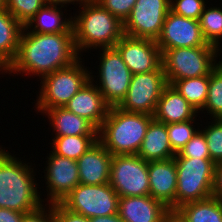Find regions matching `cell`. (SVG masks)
<instances>
[{
	"mask_svg": "<svg viewBox=\"0 0 222 222\" xmlns=\"http://www.w3.org/2000/svg\"><path fill=\"white\" fill-rule=\"evenodd\" d=\"M150 196L169 209H175L177 169L174 158L148 161Z\"/></svg>",
	"mask_w": 222,
	"mask_h": 222,
	"instance_id": "16",
	"label": "cell"
},
{
	"mask_svg": "<svg viewBox=\"0 0 222 222\" xmlns=\"http://www.w3.org/2000/svg\"><path fill=\"white\" fill-rule=\"evenodd\" d=\"M68 111L87 119L99 129L110 106L91 79L64 106Z\"/></svg>",
	"mask_w": 222,
	"mask_h": 222,
	"instance_id": "17",
	"label": "cell"
},
{
	"mask_svg": "<svg viewBox=\"0 0 222 222\" xmlns=\"http://www.w3.org/2000/svg\"><path fill=\"white\" fill-rule=\"evenodd\" d=\"M169 11L170 0H137L123 22L124 34L157 40Z\"/></svg>",
	"mask_w": 222,
	"mask_h": 222,
	"instance_id": "13",
	"label": "cell"
},
{
	"mask_svg": "<svg viewBox=\"0 0 222 222\" xmlns=\"http://www.w3.org/2000/svg\"><path fill=\"white\" fill-rule=\"evenodd\" d=\"M162 222H188L178 209H168Z\"/></svg>",
	"mask_w": 222,
	"mask_h": 222,
	"instance_id": "40",
	"label": "cell"
},
{
	"mask_svg": "<svg viewBox=\"0 0 222 222\" xmlns=\"http://www.w3.org/2000/svg\"><path fill=\"white\" fill-rule=\"evenodd\" d=\"M197 117L198 115L194 119H191L186 122H176V123L166 124L169 142L172 147V150L176 154L179 153V151L200 129L199 121L202 123V120L200 116L198 117V119Z\"/></svg>",
	"mask_w": 222,
	"mask_h": 222,
	"instance_id": "30",
	"label": "cell"
},
{
	"mask_svg": "<svg viewBox=\"0 0 222 222\" xmlns=\"http://www.w3.org/2000/svg\"><path fill=\"white\" fill-rule=\"evenodd\" d=\"M90 222H124L119 214L90 218Z\"/></svg>",
	"mask_w": 222,
	"mask_h": 222,
	"instance_id": "42",
	"label": "cell"
},
{
	"mask_svg": "<svg viewBox=\"0 0 222 222\" xmlns=\"http://www.w3.org/2000/svg\"><path fill=\"white\" fill-rule=\"evenodd\" d=\"M156 43L160 50L213 46L205 41L198 20L179 16L171 11L165 17L161 34Z\"/></svg>",
	"mask_w": 222,
	"mask_h": 222,
	"instance_id": "15",
	"label": "cell"
},
{
	"mask_svg": "<svg viewBox=\"0 0 222 222\" xmlns=\"http://www.w3.org/2000/svg\"><path fill=\"white\" fill-rule=\"evenodd\" d=\"M23 27L6 8L0 9V62L6 68L16 57Z\"/></svg>",
	"mask_w": 222,
	"mask_h": 222,
	"instance_id": "24",
	"label": "cell"
},
{
	"mask_svg": "<svg viewBox=\"0 0 222 222\" xmlns=\"http://www.w3.org/2000/svg\"><path fill=\"white\" fill-rule=\"evenodd\" d=\"M137 155L145 161L174 158L176 153L170 145L165 123L158 122L155 119L150 122Z\"/></svg>",
	"mask_w": 222,
	"mask_h": 222,
	"instance_id": "23",
	"label": "cell"
},
{
	"mask_svg": "<svg viewBox=\"0 0 222 222\" xmlns=\"http://www.w3.org/2000/svg\"><path fill=\"white\" fill-rule=\"evenodd\" d=\"M168 209L150 195L120 197L118 214L124 222H162Z\"/></svg>",
	"mask_w": 222,
	"mask_h": 222,
	"instance_id": "19",
	"label": "cell"
},
{
	"mask_svg": "<svg viewBox=\"0 0 222 222\" xmlns=\"http://www.w3.org/2000/svg\"><path fill=\"white\" fill-rule=\"evenodd\" d=\"M167 85L164 70L133 74L127 94L117 107L127 112L153 115Z\"/></svg>",
	"mask_w": 222,
	"mask_h": 222,
	"instance_id": "12",
	"label": "cell"
},
{
	"mask_svg": "<svg viewBox=\"0 0 222 222\" xmlns=\"http://www.w3.org/2000/svg\"><path fill=\"white\" fill-rule=\"evenodd\" d=\"M72 18L74 44L80 57L92 49L114 48L124 35L123 22L95 0L77 8Z\"/></svg>",
	"mask_w": 222,
	"mask_h": 222,
	"instance_id": "3",
	"label": "cell"
},
{
	"mask_svg": "<svg viewBox=\"0 0 222 222\" xmlns=\"http://www.w3.org/2000/svg\"><path fill=\"white\" fill-rule=\"evenodd\" d=\"M109 184L119 197L149 195L148 161L137 154L112 156Z\"/></svg>",
	"mask_w": 222,
	"mask_h": 222,
	"instance_id": "10",
	"label": "cell"
},
{
	"mask_svg": "<svg viewBox=\"0 0 222 222\" xmlns=\"http://www.w3.org/2000/svg\"><path fill=\"white\" fill-rule=\"evenodd\" d=\"M98 50L97 59L99 61L96 63L99 62V65L94 66V69L98 70H96L97 72L90 70V79L95 82L94 85L110 107L118 106L127 94L133 74L115 47ZM93 73L98 75L95 76Z\"/></svg>",
	"mask_w": 222,
	"mask_h": 222,
	"instance_id": "8",
	"label": "cell"
},
{
	"mask_svg": "<svg viewBox=\"0 0 222 222\" xmlns=\"http://www.w3.org/2000/svg\"><path fill=\"white\" fill-rule=\"evenodd\" d=\"M50 148L55 154L77 161L98 140V135L53 137Z\"/></svg>",
	"mask_w": 222,
	"mask_h": 222,
	"instance_id": "26",
	"label": "cell"
},
{
	"mask_svg": "<svg viewBox=\"0 0 222 222\" xmlns=\"http://www.w3.org/2000/svg\"><path fill=\"white\" fill-rule=\"evenodd\" d=\"M122 22L129 16L137 0H95Z\"/></svg>",
	"mask_w": 222,
	"mask_h": 222,
	"instance_id": "35",
	"label": "cell"
},
{
	"mask_svg": "<svg viewBox=\"0 0 222 222\" xmlns=\"http://www.w3.org/2000/svg\"><path fill=\"white\" fill-rule=\"evenodd\" d=\"M6 0H0V9H5Z\"/></svg>",
	"mask_w": 222,
	"mask_h": 222,
	"instance_id": "44",
	"label": "cell"
},
{
	"mask_svg": "<svg viewBox=\"0 0 222 222\" xmlns=\"http://www.w3.org/2000/svg\"><path fill=\"white\" fill-rule=\"evenodd\" d=\"M115 48L132 74L163 70L162 52L156 40L123 35Z\"/></svg>",
	"mask_w": 222,
	"mask_h": 222,
	"instance_id": "14",
	"label": "cell"
},
{
	"mask_svg": "<svg viewBox=\"0 0 222 222\" xmlns=\"http://www.w3.org/2000/svg\"><path fill=\"white\" fill-rule=\"evenodd\" d=\"M208 120L204 122L203 119L204 124H200V130L206 137L210 159L217 164L222 162V119Z\"/></svg>",
	"mask_w": 222,
	"mask_h": 222,
	"instance_id": "31",
	"label": "cell"
},
{
	"mask_svg": "<svg viewBox=\"0 0 222 222\" xmlns=\"http://www.w3.org/2000/svg\"><path fill=\"white\" fill-rule=\"evenodd\" d=\"M119 196L108 184L79 183L60 203L69 211L94 218L118 213Z\"/></svg>",
	"mask_w": 222,
	"mask_h": 222,
	"instance_id": "9",
	"label": "cell"
},
{
	"mask_svg": "<svg viewBox=\"0 0 222 222\" xmlns=\"http://www.w3.org/2000/svg\"><path fill=\"white\" fill-rule=\"evenodd\" d=\"M49 152L42 171L44 177L41 176L46 191L44 188V192L40 190V197L43 203L54 204L60 203L80 183V179L77 161L59 156L52 150Z\"/></svg>",
	"mask_w": 222,
	"mask_h": 222,
	"instance_id": "11",
	"label": "cell"
},
{
	"mask_svg": "<svg viewBox=\"0 0 222 222\" xmlns=\"http://www.w3.org/2000/svg\"><path fill=\"white\" fill-rule=\"evenodd\" d=\"M153 115L109 108L98 129V141L114 155L137 154Z\"/></svg>",
	"mask_w": 222,
	"mask_h": 222,
	"instance_id": "4",
	"label": "cell"
},
{
	"mask_svg": "<svg viewBox=\"0 0 222 222\" xmlns=\"http://www.w3.org/2000/svg\"><path fill=\"white\" fill-rule=\"evenodd\" d=\"M188 222H222V200L210 197L177 208Z\"/></svg>",
	"mask_w": 222,
	"mask_h": 222,
	"instance_id": "25",
	"label": "cell"
},
{
	"mask_svg": "<svg viewBox=\"0 0 222 222\" xmlns=\"http://www.w3.org/2000/svg\"><path fill=\"white\" fill-rule=\"evenodd\" d=\"M24 213L0 208V222H21Z\"/></svg>",
	"mask_w": 222,
	"mask_h": 222,
	"instance_id": "39",
	"label": "cell"
},
{
	"mask_svg": "<svg viewBox=\"0 0 222 222\" xmlns=\"http://www.w3.org/2000/svg\"><path fill=\"white\" fill-rule=\"evenodd\" d=\"M84 58L72 65L43 76L40 80L34 110L42 115L47 109L64 107L69 100L90 80L92 67L85 66ZM88 68V69H87Z\"/></svg>",
	"mask_w": 222,
	"mask_h": 222,
	"instance_id": "5",
	"label": "cell"
},
{
	"mask_svg": "<svg viewBox=\"0 0 222 222\" xmlns=\"http://www.w3.org/2000/svg\"><path fill=\"white\" fill-rule=\"evenodd\" d=\"M56 222H90V218L66 209L61 203H54Z\"/></svg>",
	"mask_w": 222,
	"mask_h": 222,
	"instance_id": "37",
	"label": "cell"
},
{
	"mask_svg": "<svg viewBox=\"0 0 222 222\" xmlns=\"http://www.w3.org/2000/svg\"><path fill=\"white\" fill-rule=\"evenodd\" d=\"M112 154L97 140L78 160L81 184H108Z\"/></svg>",
	"mask_w": 222,
	"mask_h": 222,
	"instance_id": "18",
	"label": "cell"
},
{
	"mask_svg": "<svg viewBox=\"0 0 222 222\" xmlns=\"http://www.w3.org/2000/svg\"><path fill=\"white\" fill-rule=\"evenodd\" d=\"M199 112L170 84H168L157 102L153 119L169 124L194 119Z\"/></svg>",
	"mask_w": 222,
	"mask_h": 222,
	"instance_id": "20",
	"label": "cell"
},
{
	"mask_svg": "<svg viewBox=\"0 0 222 222\" xmlns=\"http://www.w3.org/2000/svg\"><path fill=\"white\" fill-rule=\"evenodd\" d=\"M161 52L168 84L174 80L210 75L222 58V51L215 46L182 47Z\"/></svg>",
	"mask_w": 222,
	"mask_h": 222,
	"instance_id": "6",
	"label": "cell"
},
{
	"mask_svg": "<svg viewBox=\"0 0 222 222\" xmlns=\"http://www.w3.org/2000/svg\"><path fill=\"white\" fill-rule=\"evenodd\" d=\"M217 6L209 2L198 21L205 41L222 51V6Z\"/></svg>",
	"mask_w": 222,
	"mask_h": 222,
	"instance_id": "28",
	"label": "cell"
},
{
	"mask_svg": "<svg viewBox=\"0 0 222 222\" xmlns=\"http://www.w3.org/2000/svg\"><path fill=\"white\" fill-rule=\"evenodd\" d=\"M177 169L175 209L212 197L215 163L210 158L174 157Z\"/></svg>",
	"mask_w": 222,
	"mask_h": 222,
	"instance_id": "7",
	"label": "cell"
},
{
	"mask_svg": "<svg viewBox=\"0 0 222 222\" xmlns=\"http://www.w3.org/2000/svg\"><path fill=\"white\" fill-rule=\"evenodd\" d=\"M45 4V0H6L5 8L25 26Z\"/></svg>",
	"mask_w": 222,
	"mask_h": 222,
	"instance_id": "32",
	"label": "cell"
},
{
	"mask_svg": "<svg viewBox=\"0 0 222 222\" xmlns=\"http://www.w3.org/2000/svg\"><path fill=\"white\" fill-rule=\"evenodd\" d=\"M200 113L205 115L202 119H222V60L209 75L207 101Z\"/></svg>",
	"mask_w": 222,
	"mask_h": 222,
	"instance_id": "29",
	"label": "cell"
},
{
	"mask_svg": "<svg viewBox=\"0 0 222 222\" xmlns=\"http://www.w3.org/2000/svg\"><path fill=\"white\" fill-rule=\"evenodd\" d=\"M3 146L0 145V208L20 213L34 211L44 204L40 197L41 180L35 177L36 164L21 160Z\"/></svg>",
	"mask_w": 222,
	"mask_h": 222,
	"instance_id": "2",
	"label": "cell"
},
{
	"mask_svg": "<svg viewBox=\"0 0 222 222\" xmlns=\"http://www.w3.org/2000/svg\"><path fill=\"white\" fill-rule=\"evenodd\" d=\"M87 1L88 0H45L46 4L63 6V7H68L71 4L74 5L75 7L76 5L80 7Z\"/></svg>",
	"mask_w": 222,
	"mask_h": 222,
	"instance_id": "41",
	"label": "cell"
},
{
	"mask_svg": "<svg viewBox=\"0 0 222 222\" xmlns=\"http://www.w3.org/2000/svg\"><path fill=\"white\" fill-rule=\"evenodd\" d=\"M174 157L210 158L204 133L199 129Z\"/></svg>",
	"mask_w": 222,
	"mask_h": 222,
	"instance_id": "34",
	"label": "cell"
},
{
	"mask_svg": "<svg viewBox=\"0 0 222 222\" xmlns=\"http://www.w3.org/2000/svg\"><path fill=\"white\" fill-rule=\"evenodd\" d=\"M80 58L73 33L40 34L21 32L15 59L6 68L8 76L21 75L41 79L72 65Z\"/></svg>",
	"mask_w": 222,
	"mask_h": 222,
	"instance_id": "1",
	"label": "cell"
},
{
	"mask_svg": "<svg viewBox=\"0 0 222 222\" xmlns=\"http://www.w3.org/2000/svg\"><path fill=\"white\" fill-rule=\"evenodd\" d=\"M21 222H56L54 204H42L34 211L24 213Z\"/></svg>",
	"mask_w": 222,
	"mask_h": 222,
	"instance_id": "36",
	"label": "cell"
},
{
	"mask_svg": "<svg viewBox=\"0 0 222 222\" xmlns=\"http://www.w3.org/2000/svg\"><path fill=\"white\" fill-rule=\"evenodd\" d=\"M66 7L45 4L23 27L26 32L49 33H73L72 12L67 16ZM65 13V14H64ZM71 15V16H70ZM67 17V18H66Z\"/></svg>",
	"mask_w": 222,
	"mask_h": 222,
	"instance_id": "21",
	"label": "cell"
},
{
	"mask_svg": "<svg viewBox=\"0 0 222 222\" xmlns=\"http://www.w3.org/2000/svg\"><path fill=\"white\" fill-rule=\"evenodd\" d=\"M212 196L222 200V162L215 164Z\"/></svg>",
	"mask_w": 222,
	"mask_h": 222,
	"instance_id": "38",
	"label": "cell"
},
{
	"mask_svg": "<svg viewBox=\"0 0 222 222\" xmlns=\"http://www.w3.org/2000/svg\"><path fill=\"white\" fill-rule=\"evenodd\" d=\"M208 0H170V11L176 15L199 20Z\"/></svg>",
	"mask_w": 222,
	"mask_h": 222,
	"instance_id": "33",
	"label": "cell"
},
{
	"mask_svg": "<svg viewBox=\"0 0 222 222\" xmlns=\"http://www.w3.org/2000/svg\"><path fill=\"white\" fill-rule=\"evenodd\" d=\"M52 127V137L98 135V129L87 119L80 117L65 107L47 109L43 114Z\"/></svg>",
	"mask_w": 222,
	"mask_h": 222,
	"instance_id": "22",
	"label": "cell"
},
{
	"mask_svg": "<svg viewBox=\"0 0 222 222\" xmlns=\"http://www.w3.org/2000/svg\"><path fill=\"white\" fill-rule=\"evenodd\" d=\"M198 112L207 101L209 75L196 78L174 80L170 83Z\"/></svg>",
	"mask_w": 222,
	"mask_h": 222,
	"instance_id": "27",
	"label": "cell"
},
{
	"mask_svg": "<svg viewBox=\"0 0 222 222\" xmlns=\"http://www.w3.org/2000/svg\"><path fill=\"white\" fill-rule=\"evenodd\" d=\"M6 73V67L0 62V74L5 75ZM5 77V76H0Z\"/></svg>",
	"mask_w": 222,
	"mask_h": 222,
	"instance_id": "43",
	"label": "cell"
}]
</instances>
